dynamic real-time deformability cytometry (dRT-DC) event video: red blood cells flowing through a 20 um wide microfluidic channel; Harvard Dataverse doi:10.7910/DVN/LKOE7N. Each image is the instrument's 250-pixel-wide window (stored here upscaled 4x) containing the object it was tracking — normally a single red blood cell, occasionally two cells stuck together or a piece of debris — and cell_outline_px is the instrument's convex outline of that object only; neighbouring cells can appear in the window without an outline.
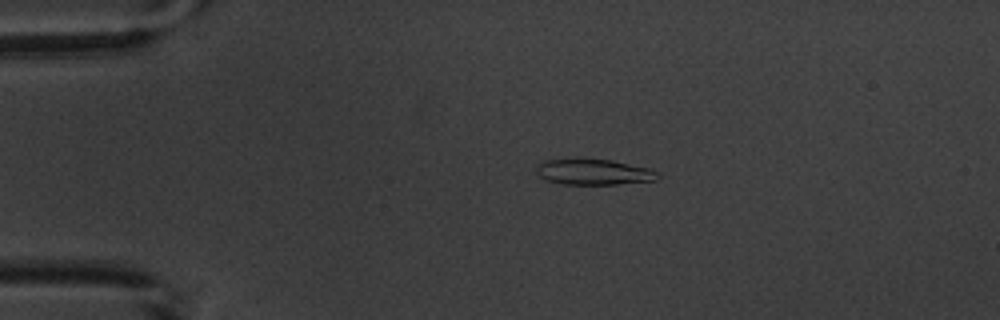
{"species": "common noctule bat (a hibernating species)", "species_latin": "Nyctalus noctula", "temperature_condition": "warm", "stored_images_in_passage": 8, "camera_frame_rate_fps": 3000, "um_per_image_px": 0.085, "animal": {"sex": "male", "body_mass_g": 20.1, "forearm_length_mm": 53.5}, "frame": {"image": 1, "passage_image": 1, "time_ms": 0.0, "image_size_px": [1000, 320], "cell_outline_px": [[660, 176], [656, 180], [616, 184], [564, 184], [544, 180], [536, 176], [536, 168], [544, 160], [576, 156], [612, 160], [648, 168], [660, 172]], "centroid_in_image_um": [50.39, 14.58], "position_along_channel_um": 34.6, "area_um2": 18.96}}
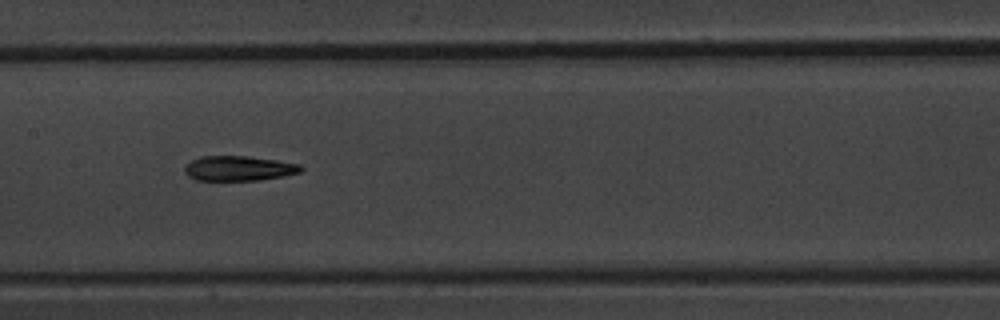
{"frame": {"image": 2, "passage_image": 5, "time_ms": 5.333, "image_size_px": [1000, 320], "cell_outline_px": [[304, 168], [300, 172], [284, 176], [260, 180], [196, 180], [188, 176], [184, 172], [184, 168], [192, 160], [200, 156], [248, 156], [276, 160], [300, 164]], "centroid_in_image_um": [20.3, 14.31], "position_along_channel_um": 187.1, "area_um2": 16.88}}
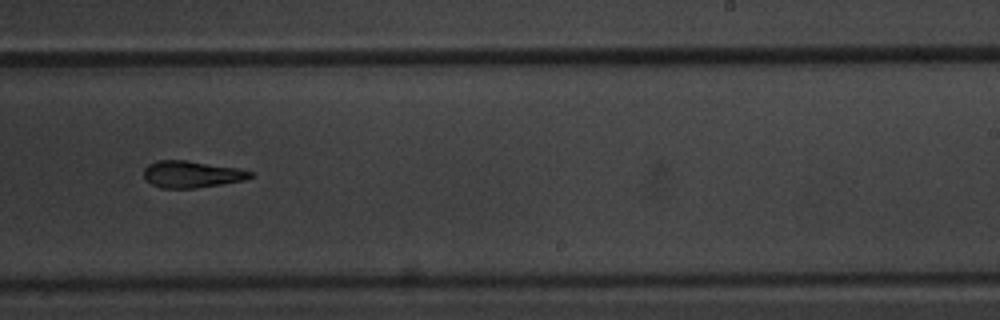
{"frame": {"image": 3, "passage_image": 7, "time_ms": 7.667, "image_size_px": [1000, 320], "cell_outline_px": [[252, 176], [244, 180], [196, 188], [160, 188], [144, 180], [144, 168], [148, 164], [156, 160], [188, 160], [236, 168], [252, 172]], "centroid_in_image_um": [16.23, 14.81], "position_along_channel_um": 272.8, "area_um2": 16.59}}